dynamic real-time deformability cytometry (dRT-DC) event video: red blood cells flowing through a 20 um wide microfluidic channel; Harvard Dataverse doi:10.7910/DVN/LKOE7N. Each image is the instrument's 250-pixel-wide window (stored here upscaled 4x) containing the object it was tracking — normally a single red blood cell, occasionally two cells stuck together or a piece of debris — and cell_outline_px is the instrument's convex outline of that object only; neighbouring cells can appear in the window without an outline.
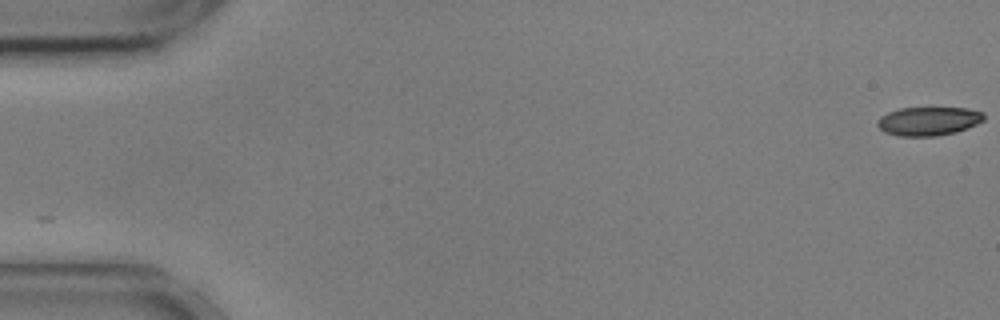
{"species": "common noctule bat (a hibernating species)", "species_latin": "Nyctalus noctula", "temperature_condition": "cold", "stored_images_in_passage": 56, "camera_frame_rate_fps": 3000, "um_per_image_px": 0.085, "animal": {"sex": "male", "body_mass_g": 17.9, "forearm_length_mm": 54.2}, "frame": {"image": 1, "passage_image": 1, "time_ms": 0.0, "image_size_px": [1000, 320], "cell_outline_px": [[984, 120], [968, 128], [956, 132], [936, 136], [900, 136], [884, 132], [876, 124], [876, 120], [880, 116], [888, 112], [900, 108], [968, 108], [984, 112]], "centroid_in_image_um": [78.92, 10.29], "position_along_channel_um": 6.1, "area_um2": 17.92}}
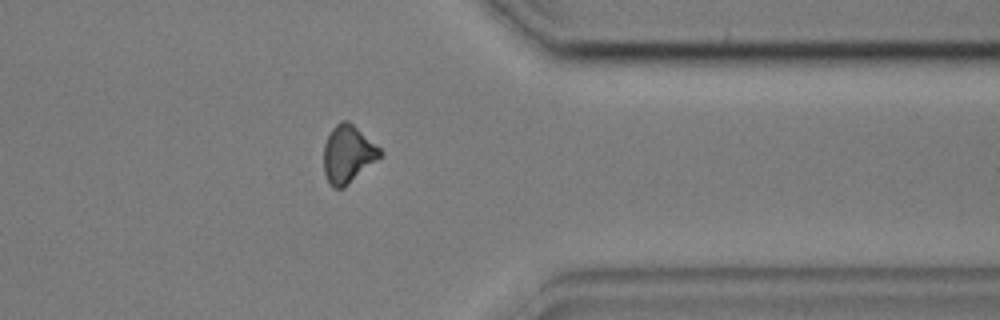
{"frame": {"image": 2, "passage_image": 45, "time_ms": 14.667, "image_size_px": [1000, 320], "cell_outline_px": [[384, 152], [380, 156], [344, 188], [332, 188], [328, 184], [324, 172], [324, 144], [332, 128], [340, 120], [348, 120], [380, 148]], "centroid_in_image_um": [29.54, 13.1], "position_along_channel_um": 381.9, "area_um2": 18.73}}
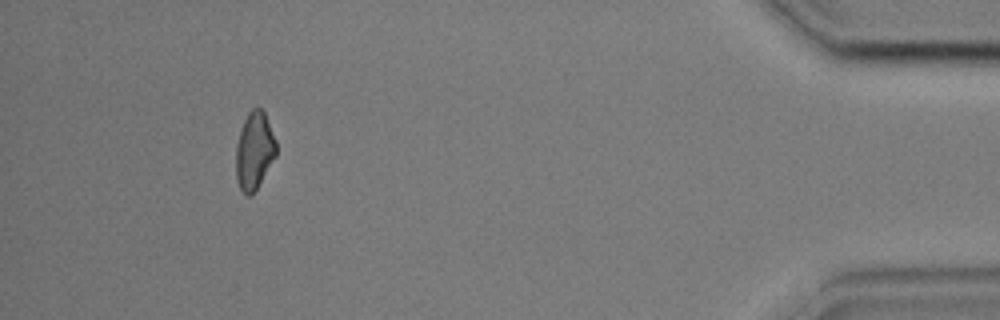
{"frame": {"image": 3, "passage_image": 52, "time_ms": 17.0, "image_size_px": [1000, 320], "cell_outline_px": [[276, 156], [252, 196], [244, 196], [236, 180], [236, 144], [244, 120], [248, 112], [252, 108], [260, 108], [264, 112], [276, 140]], "centroid_in_image_um": [21.61, 12.85], "position_along_channel_um": 413.6, "area_um2": 18.21}, "authors_computed_cell_mechanics": {"area_um2": 19.0162, "velocity_mm_per_s": 3.6023, "shape_relaxation_time_tau1_ms": 5.4647, "shape_relaxation_time_tau2_ms": 4.4015, "deformation_change_tau1": 0.147, "deformation_change_tau2": 0.1197}}